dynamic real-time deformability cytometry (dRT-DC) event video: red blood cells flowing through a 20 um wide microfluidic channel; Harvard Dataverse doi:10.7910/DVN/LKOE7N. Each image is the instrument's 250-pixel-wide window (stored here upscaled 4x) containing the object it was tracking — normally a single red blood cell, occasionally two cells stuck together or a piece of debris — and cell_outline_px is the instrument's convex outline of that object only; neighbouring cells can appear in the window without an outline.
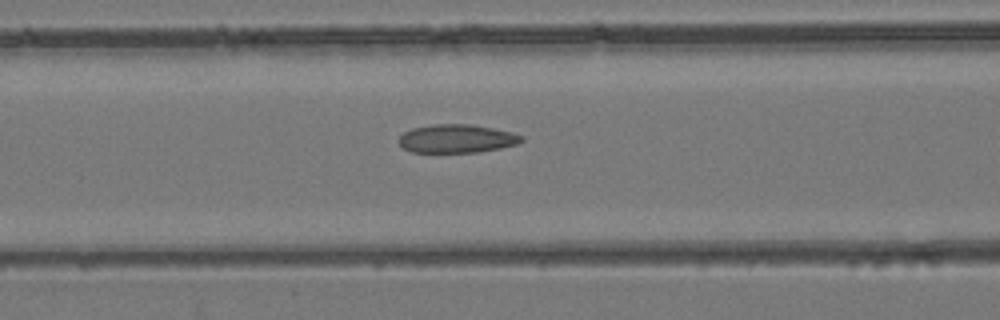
{"species": "common noctule bat (a hibernating species)", "species_latin": "Nyctalus noctula", "temperature_condition": "room temperature", "stored_images_in_passage": 40, "camera_frame_rate_fps": 3000, "um_per_image_px": 0.085, "animal": {"sex": "female", "body_mass_g": 24.6, "forearm_length_mm": 56.2}, "frame": {"image": 1, "passage_image": 14, "time_ms": 4.333, "image_size_px": [1000, 320], "cell_outline_px": [[524, 140], [516, 144], [500, 148], [476, 152], [412, 152], [404, 148], [396, 140], [404, 132], [412, 128], [436, 124], [468, 124], [492, 128], [512, 132], [524, 136]], "centroid_in_image_um": [38.81, 11.78], "position_along_channel_um": 127.8, "area_um2": 20.23}}
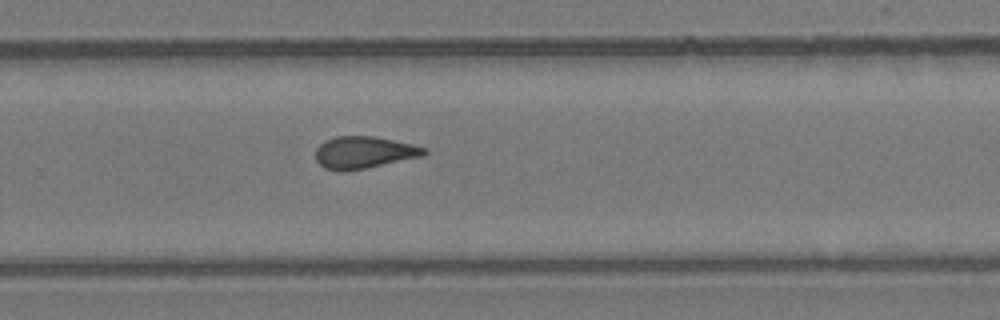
{"frame": {"image": 2, "passage_image": 25, "time_ms": 8.0, "image_size_px": [1000, 320], "cell_outline_px": [[428, 152], [424, 156], [368, 168], [344, 172], [340, 172], [324, 168], [316, 160], [316, 148], [324, 140], [336, 136], [372, 136], [412, 144], [424, 148]], "centroid_in_image_um": [30.91, 12.97], "position_along_channel_um": 298.9, "area_um2": 20.46}}
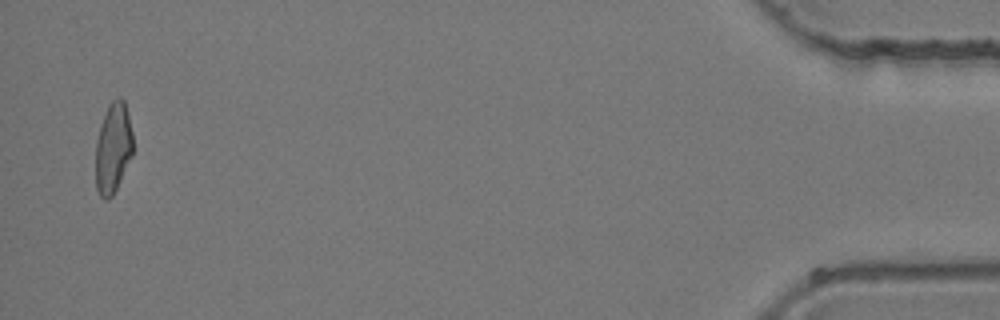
{"frame": {"image": 3, "passage_image": 39, "time_ms": 12.667, "image_size_px": [1000, 320], "cell_outline_px": [[132, 156], [112, 196], [108, 200], [104, 200], [100, 196], [96, 188], [96, 140], [100, 124], [108, 104], [116, 96], [120, 96], [124, 100], [128, 112], [132, 132]], "centroid_in_image_um": [9.6, 12.53], "position_along_channel_um": 425.6, "area_um2": 19.83}}